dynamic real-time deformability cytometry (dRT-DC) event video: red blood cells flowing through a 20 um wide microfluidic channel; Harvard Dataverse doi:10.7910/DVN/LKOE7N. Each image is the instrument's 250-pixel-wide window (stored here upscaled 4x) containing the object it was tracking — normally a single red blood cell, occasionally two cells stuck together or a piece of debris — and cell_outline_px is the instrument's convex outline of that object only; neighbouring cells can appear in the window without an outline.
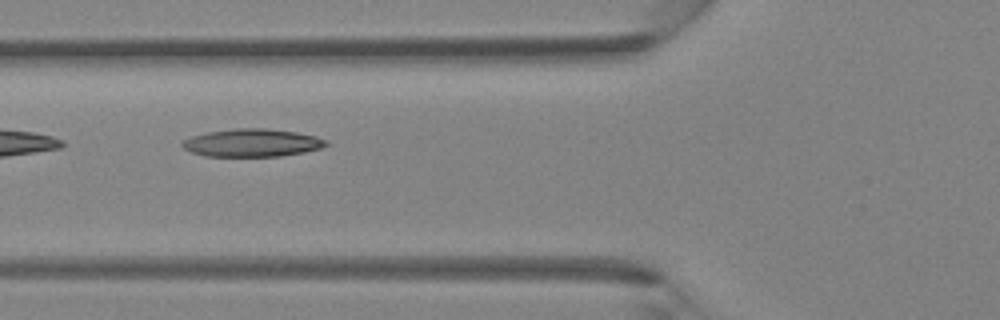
{"species": "Egyptian fruit bat (a non-hibernating species)", "species_latin": "Rousettus aegyptiacus", "temperature_condition": "room temperature", "stored_images_in_passage": 42, "camera_frame_rate_fps": 3000, "um_per_image_px": 0.085, "animal": {"sex": "female"}, "frame": {"image": 1, "passage_image": 16, "time_ms": 5.0, "image_size_px": [1000, 320], "cell_outline_px": [[328, 144], [320, 148], [304, 152], [280, 156], [204, 156], [192, 152], [184, 148], [180, 144], [184, 140], [192, 136], [208, 132], [236, 128], [264, 128], [296, 132], [316, 136], [328, 140]], "centroid_in_image_um": [21.44, 12.14], "position_along_channel_um": 104.4, "area_um2": 23.24}}
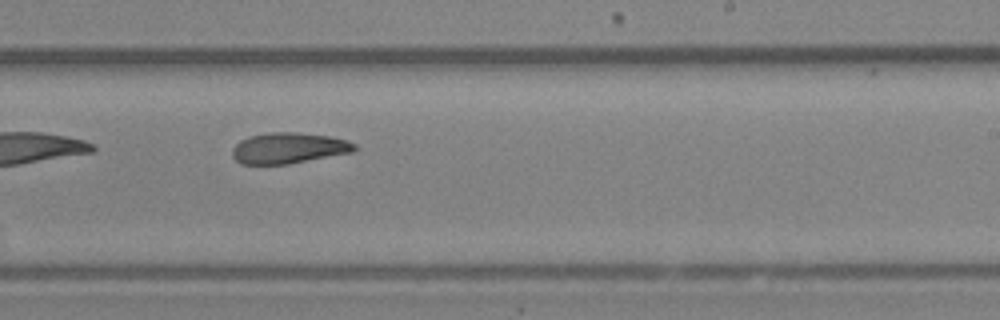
{"frame": {"image": 2, "passage_image": 26, "time_ms": 8.333, "image_size_px": [1000, 320], "cell_outline_px": [[356, 148], [352, 152], [288, 164], [240, 164], [232, 156], [232, 148], [240, 140], [248, 136], [272, 132], [292, 132], [328, 136], [344, 140], [356, 144]], "centroid_in_image_um": [24.48, 12.59], "position_along_channel_um": 264.5, "area_um2": 21.79}}
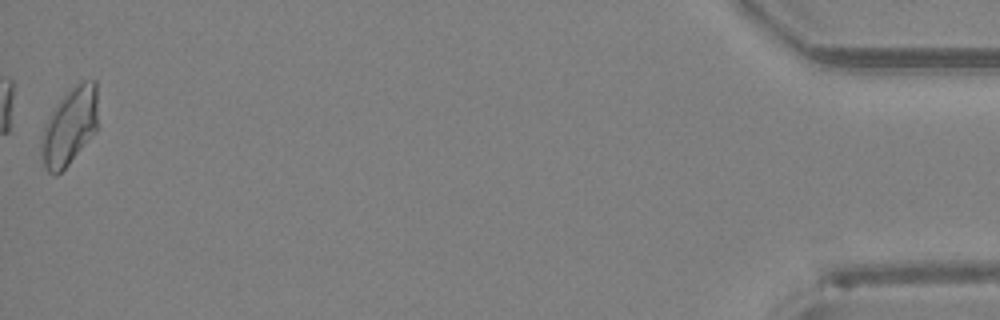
{"frame": {"image": 3, "passage_image": 42, "time_ms": 13.667, "image_size_px": [1000, 320], "cell_outline_px": [[96, 132], [68, 164], [56, 176], [52, 176], [44, 168], [40, 152], [40, 144], [44, 128], [52, 112], [60, 100], [80, 80], [96, 80]], "centroid_in_image_um": [5.9, 10.79], "position_along_channel_um": 429.3, "area_um2": 25.09}}